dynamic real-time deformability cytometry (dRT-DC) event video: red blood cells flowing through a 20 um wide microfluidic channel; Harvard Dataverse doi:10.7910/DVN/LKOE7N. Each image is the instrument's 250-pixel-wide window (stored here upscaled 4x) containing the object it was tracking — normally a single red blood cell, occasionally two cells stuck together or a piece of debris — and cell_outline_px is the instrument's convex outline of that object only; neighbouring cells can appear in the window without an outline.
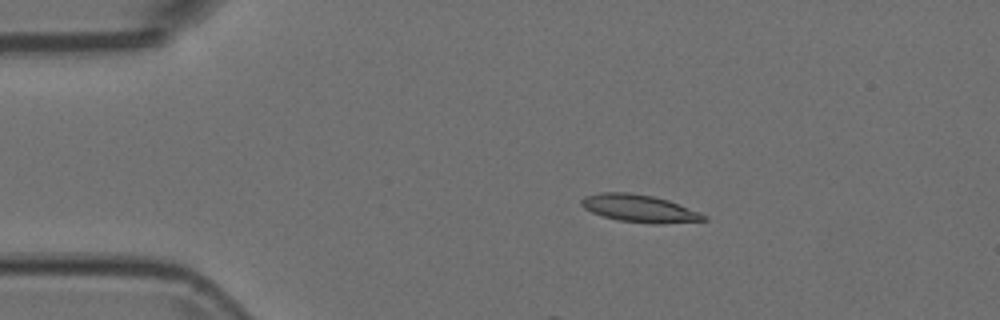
{"species": "Egyptian fruit bat (a non-hibernating species)", "species_latin": "Rousettus aegyptiacus", "temperature_condition": "room temperature", "stored_images_in_passage": 6, "camera_frame_rate_fps": 3000, "um_per_image_px": 0.085, "animal": {"sex": "female"}, "frame": {"image": 1, "passage_image": 1, "time_ms": 0.0, "image_size_px": [1000, 320], "cell_outline_px": [[708, 220], [660, 224], [652, 224], [620, 220], [604, 216], [592, 212], [584, 208], [580, 204], [580, 200], [584, 196], [600, 192], [628, 192], [652, 196], [668, 200], [700, 212], [708, 216]], "centroid_in_image_um": [54.36, 17.71], "position_along_channel_um": 30.6, "area_um2": 19.59}}